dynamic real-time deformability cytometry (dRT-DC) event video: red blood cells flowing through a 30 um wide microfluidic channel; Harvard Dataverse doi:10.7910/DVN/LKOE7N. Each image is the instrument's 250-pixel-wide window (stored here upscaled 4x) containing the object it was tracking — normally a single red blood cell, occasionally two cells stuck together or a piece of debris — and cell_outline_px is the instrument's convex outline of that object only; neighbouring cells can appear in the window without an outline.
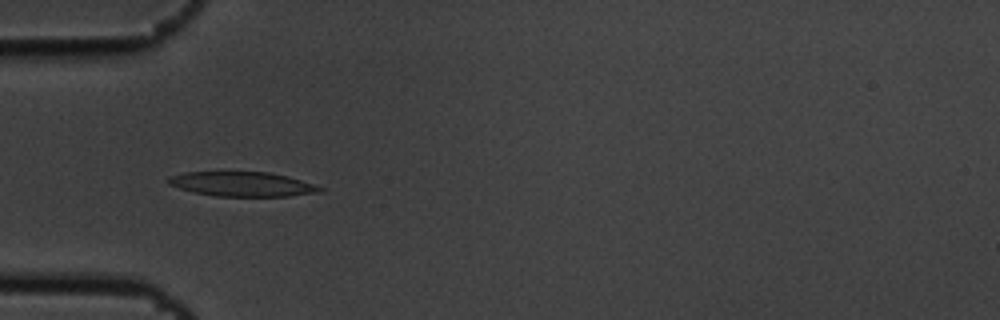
{"species": "common noctule bat (a hibernating species)", "species_latin": "Nyctalus noctula", "temperature_condition": "cold", "stored_images_in_passage": 41, "camera_frame_rate_fps": 3000, "um_per_image_px": 0.085, "animal": {"sex": "male", "body_mass_g": 19.5, "forearm_length_mm": 54.6}, "frame": {"image": 1, "passage_image": 3, "time_ms": 0.667, "image_size_px": [1000, 320], "cell_outline_px": [[324, 192], [288, 196], [216, 196], [196, 192], [180, 188], [168, 184], [168, 176], [184, 172], [268, 172], [288, 176], [324, 188]], "centroid_in_image_um": [20.61, 15.65], "position_along_channel_um": 64.4, "area_um2": 21.56}}
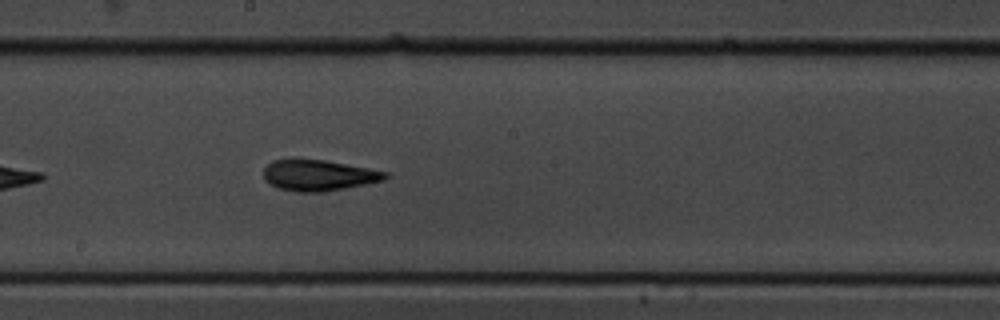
{"frame": {"image": 2, "passage_image": 16, "time_ms": 5.0, "image_size_px": [1000, 320], "cell_outline_px": [[388, 176], [384, 180], [324, 192], [296, 192], [280, 188], [264, 180], [264, 168], [272, 160], [288, 156], [292, 156], [324, 160], [368, 168], [388, 172]], "centroid_in_image_um": [27.01, 14.86], "position_along_channel_um": 221.2, "area_um2": 22.37}}
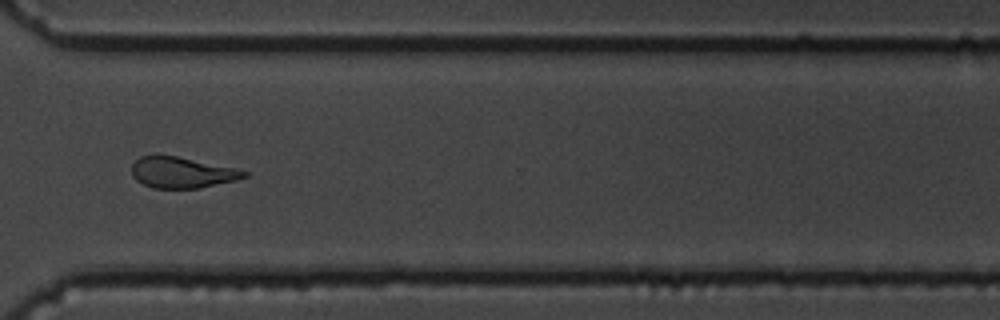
{"frame": {"image": 3, "passage_image": 27, "time_ms": 8.667, "image_size_px": [1000, 320], "cell_outline_px": [[248, 176], [236, 180], [200, 188], [152, 188], [136, 180], [132, 176], [132, 164], [140, 156], [176, 156], [236, 168], [248, 172]], "centroid_in_image_um": [15.47, 14.67], "position_along_channel_um": 355.1, "area_um2": 20.11}, "authors_computed_cell_mechanics": {"area_um2": 21.9062, "velocity_mm_per_s": 3.6552, "shape_relaxation_time_tau1_ms": 3.6458, "shape_relaxation_time_tau2_ms": 3.3141, "deformation_change_tau1": 0.1519, "deformation_change_tau2": 0.1271}}